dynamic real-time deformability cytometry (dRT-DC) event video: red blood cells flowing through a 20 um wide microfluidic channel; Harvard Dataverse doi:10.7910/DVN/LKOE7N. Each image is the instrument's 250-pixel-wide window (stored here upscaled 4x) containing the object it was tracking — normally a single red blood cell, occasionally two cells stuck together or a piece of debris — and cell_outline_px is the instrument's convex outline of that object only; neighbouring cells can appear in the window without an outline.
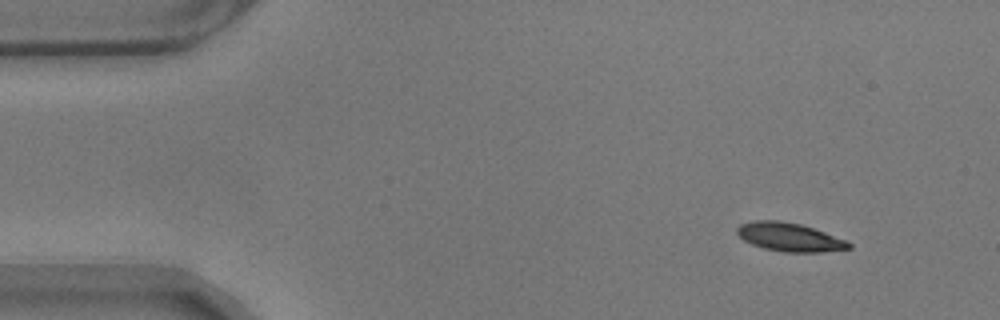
{"species": "common noctule bat (a hibernating species)", "species_latin": "Nyctalus noctula", "temperature_condition": "warm", "stored_images_in_passage": 52, "camera_frame_rate_fps": 3000, "um_per_image_px": 0.085, "animal": {"sex": "male", "body_mass_g": 17.9}, "frame": {"image": 1, "passage_image": 1, "time_ms": 0.0, "image_size_px": [1000, 320], "cell_outline_px": [[852, 248], [820, 252], [784, 252], [764, 248], [752, 244], [744, 240], [736, 232], [736, 228], [740, 224], [756, 220], [780, 220], [800, 224], [824, 232], [844, 240], [852, 244]], "centroid_in_image_um": [67.08, 20.15], "position_along_channel_um": 17.9, "area_um2": 18.38}}
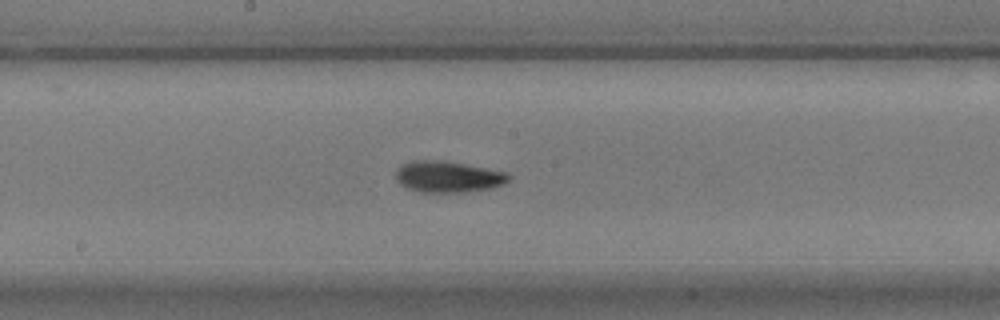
{"frame": {"image": 2, "passage_image": 25, "time_ms": 8.0, "image_size_px": [1000, 320], "cell_outline_px": [[512, 176], [504, 184], [488, 188], [460, 192], [420, 192], [408, 188], [400, 184], [396, 180], [396, 168], [400, 164], [412, 160], [444, 160], [508, 172]], "centroid_in_image_um": [38.05, 15.0], "position_along_channel_um": 210.1, "area_um2": 20.69}}
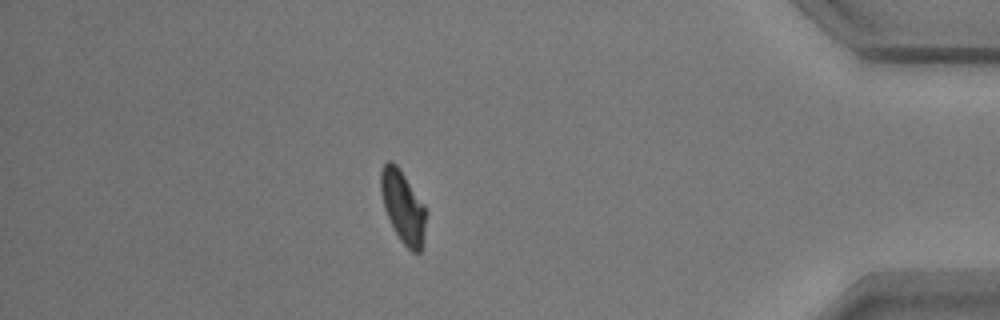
{"frame": {"image": 3, "passage_image": 45, "time_ms": 14.667, "image_size_px": [1000, 320], "cell_outline_px": [[428, 212], [420, 252], [412, 252], [400, 240], [392, 228], [384, 208], [380, 192], [380, 172], [384, 164], [388, 160], [392, 160], [400, 168], [424, 204]], "centroid_in_image_um": [34.24, 17.55], "position_along_channel_um": 401.0, "area_um2": 19.31}, "authors_computed_cell_mechanics": {"area_um2": 19.3052, "velocity_mm_per_s": 3.5052, "shape_relaxation_time_tau1_ms": 3.939, "shape_relaxation_time_tau2_ms": 0.7261, "deformation_change_tau1": 0.1537, "deformation_change_tau2": 0.0676}}